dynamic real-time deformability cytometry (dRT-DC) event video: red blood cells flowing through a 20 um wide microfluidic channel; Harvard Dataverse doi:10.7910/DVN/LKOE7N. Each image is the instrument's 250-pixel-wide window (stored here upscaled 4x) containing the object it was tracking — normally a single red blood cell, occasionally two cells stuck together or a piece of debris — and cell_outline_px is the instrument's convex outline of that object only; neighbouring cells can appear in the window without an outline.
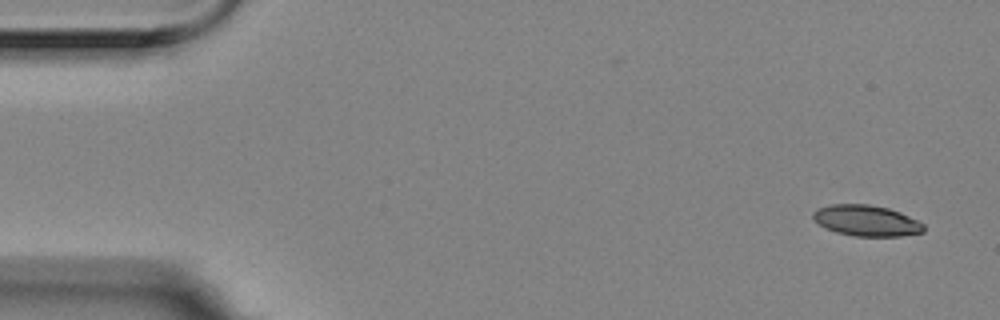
{"species": "Egyptian fruit bat (a non-hibernating species)", "species_latin": "Rousettus aegyptiacus", "temperature_condition": "room temperature", "stored_images_in_passage": 2, "camera_frame_rate_fps": 3000, "um_per_image_px": 0.085, "animal": {"sex": "female"}, "frame": {"image": 1, "passage_image": 2, "time_ms": 0.333, "image_size_px": [1000, 320], "cell_outline_px": [[924, 232], [900, 236], [856, 236], [836, 232], [820, 224], [812, 216], [812, 212], [816, 208], [832, 204], [868, 204], [888, 208], [900, 212], [924, 224]], "centroid_in_image_um": [73.65, 18.74], "position_along_channel_um": 11.4, "area_um2": 19.77}}